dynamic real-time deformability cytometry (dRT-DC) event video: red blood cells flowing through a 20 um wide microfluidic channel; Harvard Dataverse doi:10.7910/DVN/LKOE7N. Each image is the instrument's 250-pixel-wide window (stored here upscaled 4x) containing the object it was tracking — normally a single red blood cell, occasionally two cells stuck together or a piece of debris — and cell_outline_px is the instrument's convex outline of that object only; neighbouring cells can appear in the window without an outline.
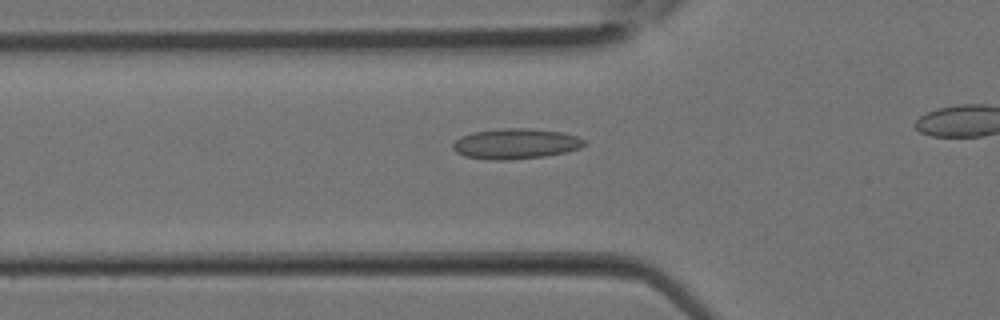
{"species": "Egyptian fruit bat (a non-hibernating species)", "species_latin": "Rousettus aegyptiacus", "temperature_condition": "room temperature", "stored_images_in_passage": 23, "camera_frame_rate_fps": 3000, "um_per_image_px": 0.085, "animal": {"sex": "female"}, "frame": {"image": 1, "passage_image": 8, "time_ms": 2.333, "image_size_px": [1000, 320], "cell_outline_px": [[584, 144], [580, 148], [564, 152], [544, 156], [508, 160], [492, 160], [464, 156], [456, 152], [452, 148], [452, 144], [460, 136], [472, 132], [500, 128], [528, 128], [560, 132], [576, 136], [584, 140]], "centroid_in_image_um": [43.77, 12.21], "position_along_channel_um": 82.0, "area_um2": 23.18}}
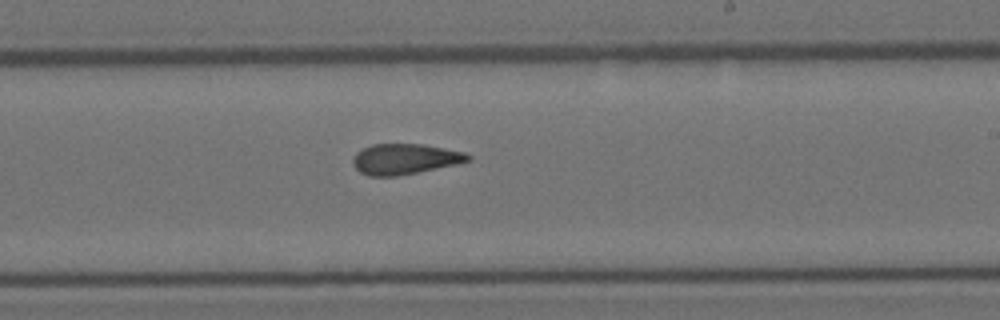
{"frame": {"image": 2, "passage_image": 16, "time_ms": 5.0, "image_size_px": [1000, 320], "cell_outline_px": [[472, 160], [456, 164], [396, 176], [368, 176], [360, 172], [352, 164], [352, 160], [356, 152], [372, 144], [424, 144], [464, 152], [472, 156]], "centroid_in_image_um": [34.4, 13.51], "position_along_channel_um": 254.6, "area_um2": 20.4}}
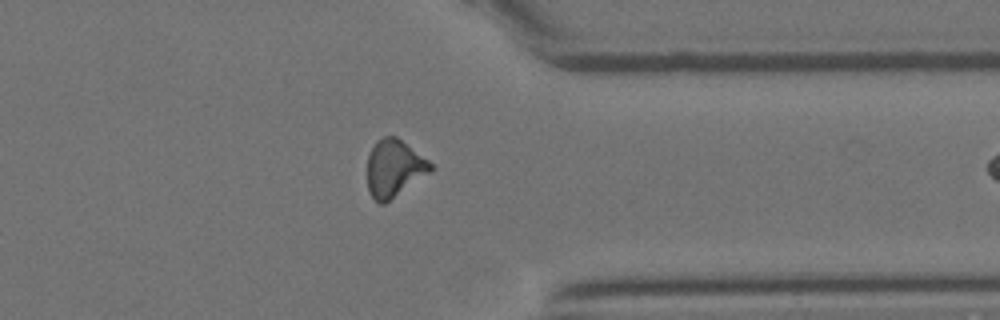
{"frame": {"image": 3, "passage_image": 22, "time_ms": 7.0, "image_size_px": [1000, 320], "cell_outline_px": [[436, 168], [384, 204], [380, 204], [368, 192], [368, 156], [376, 140], [384, 136], [396, 136], [428, 160]], "centroid_in_image_um": [33.5, 14.3], "position_along_channel_um": 377.9, "area_um2": 20.92}}